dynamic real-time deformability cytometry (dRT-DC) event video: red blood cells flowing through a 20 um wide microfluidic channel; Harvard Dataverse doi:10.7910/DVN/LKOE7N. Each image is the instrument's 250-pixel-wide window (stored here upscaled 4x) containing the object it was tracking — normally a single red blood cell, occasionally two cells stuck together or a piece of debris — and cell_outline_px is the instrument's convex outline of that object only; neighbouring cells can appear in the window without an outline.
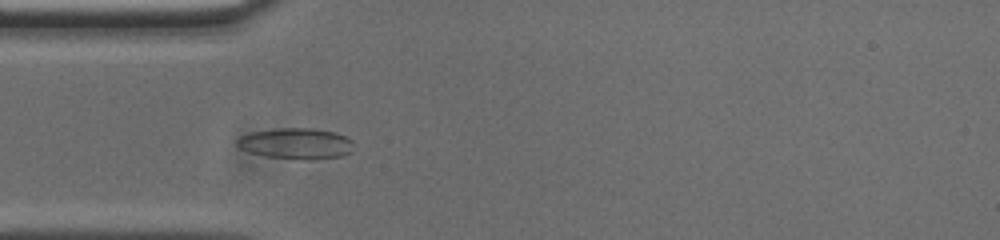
{"species": "common noctule bat (a hibernating species)", "species_latin": "Nyctalus noctula", "temperature_condition": "cold", "stored_images_in_passage": 54, "camera_frame_rate_fps": 3000, "um_per_image_px": 0.085, "animal": {"sex": "male", "body_mass_g": 20.0, "forearm_length_mm": 53.3}, "frame": {"image": 1, "passage_image": 15, "time_ms": 4.667, "image_size_px": [1000, 240], "cell_outline_px": [[352, 140], [348, 152], [340, 156], [308, 160], [304, 160], [264, 156], [240, 148], [236, 144], [236, 140], [240, 136], [252, 132], [280, 128], [312, 128], [336, 132]], "centroid_in_image_um": [25.12, 12.19], "position_along_channel_um": 59.9, "area_um2": 20.75}}
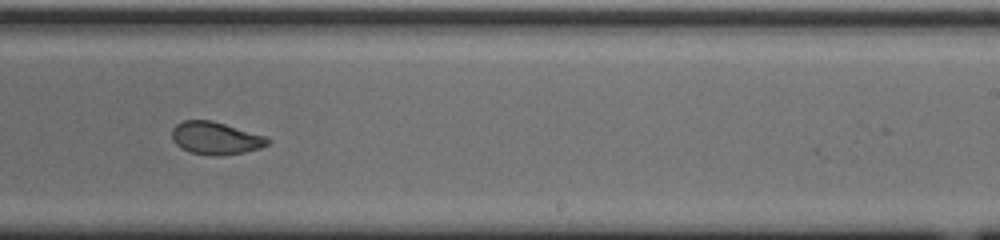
{"frame": {"image": 2, "passage_image": 32, "time_ms": 10.333, "image_size_px": [1000, 240], "cell_outline_px": [[272, 140], [268, 144], [260, 148], [244, 152], [216, 156], [212, 156], [192, 152], [180, 148], [172, 140], [172, 128], [176, 124], [184, 120], [212, 120], [264, 136]], "centroid_in_image_um": [18.3, 11.74], "position_along_channel_um": 270.7, "area_um2": 18.09}}
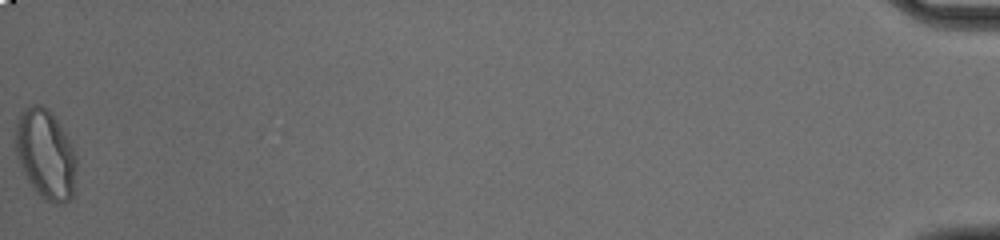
{"frame": {"image": 3, "passage_image": 54, "time_ms": 17.667, "image_size_px": [1000, 240], "cell_outline_px": [[76, 168], [72, 196], [64, 204], [56, 204], [44, 200], [40, 196], [28, 180], [16, 156], [12, 136], [16, 120], [20, 112], [24, 108], [32, 104], [40, 104], [48, 108], [52, 112], [72, 144], [76, 156]], "centroid_in_image_um": [3.83, 13.06], "position_along_channel_um": 431.4, "area_um2": 32.43}, "authors_computed_cell_mechanics": {"area_um2": 19.7387, "velocity_mm_per_s": 3.7215, "shape_relaxation_time_tau1_ms": 7.5326, "shape_relaxation_time_tau2_ms": 1.594, "deformation_change_tau1": 0.1711, "deformation_change_tau2": 0.0644}}